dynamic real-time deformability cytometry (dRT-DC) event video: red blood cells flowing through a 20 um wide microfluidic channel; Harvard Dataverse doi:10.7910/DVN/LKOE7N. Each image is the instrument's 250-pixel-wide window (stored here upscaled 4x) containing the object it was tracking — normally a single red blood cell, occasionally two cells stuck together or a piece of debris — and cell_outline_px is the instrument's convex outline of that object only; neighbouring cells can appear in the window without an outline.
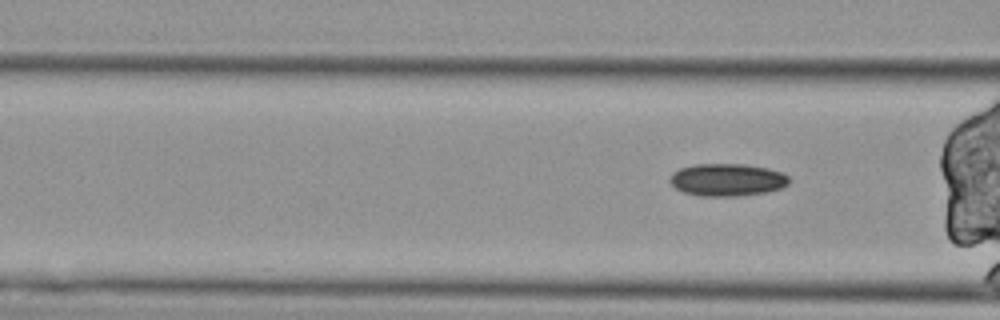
{"species": "Egyptian fruit bat (a non-hibernating species)", "species_latin": "Rousettus aegyptiacus", "temperature_condition": "cold", "stored_images_in_passage": 4, "segment_of_instrument_passage": [2, 2], "camera_frame_rate_fps": 3000, "um_per_image_px": 0.085, "animal": {"sex": "female"}, "frame": {"image": 1, "passage_image": 4, "time_ms": 1.0, "image_size_px": [1000, 320], "cell_outline_px": [[788, 184], [780, 188], [764, 192], [736, 196], [700, 196], [684, 192], [676, 188], [668, 180], [672, 172], [680, 168], [696, 164], [744, 164], [768, 168], [780, 172], [788, 176]], "centroid_in_image_um": [61.77, 15.28], "position_along_channel_um": 104.8, "area_um2": 22.43}}